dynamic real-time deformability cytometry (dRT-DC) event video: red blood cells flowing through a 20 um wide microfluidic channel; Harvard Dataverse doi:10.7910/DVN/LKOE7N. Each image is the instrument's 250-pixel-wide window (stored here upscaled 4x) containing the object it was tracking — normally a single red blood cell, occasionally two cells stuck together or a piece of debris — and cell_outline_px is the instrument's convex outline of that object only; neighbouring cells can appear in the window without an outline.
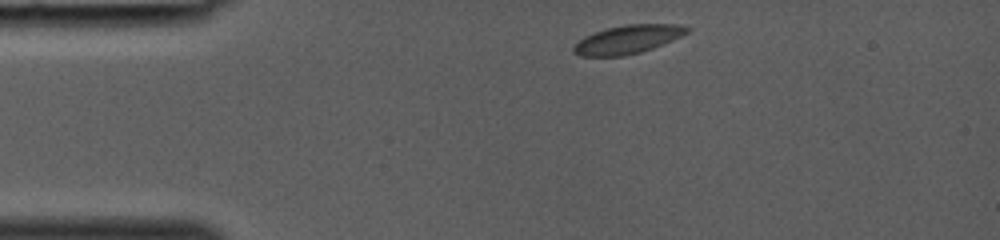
{"species": "common noctule bat (a hibernating species)", "species_latin": "Nyctalus noctula", "temperature_condition": "room temperature", "stored_images_in_passage": 29, "camera_frame_rate_fps": 3000, "um_per_image_px": 0.085, "animal": {"sex": "female", "body_mass_g": 19.0, "forearm_length_mm": 53.3}, "frame": {"image": 1, "passage_image": 1, "time_ms": 0.0, "image_size_px": [1000, 240], "cell_outline_px": [[692, 28], [688, 32], [672, 40], [652, 48], [640, 52], [624, 56], [580, 56], [572, 52], [572, 48], [584, 36], [608, 28], [624, 24], [676, 24]], "centroid_in_image_um": [53.35, 3.35], "position_along_channel_um": 31.7, "area_um2": 18.67}}
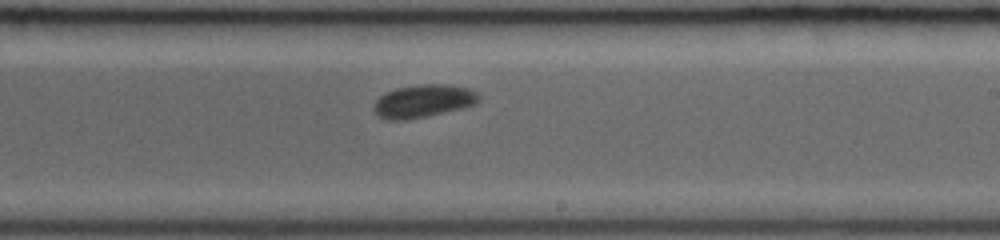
{"frame": {"image": 2, "passage_image": 17, "time_ms": 5.333, "image_size_px": [1000, 240], "cell_outline_px": [[480, 100], [476, 104], [464, 108], [428, 116], [404, 120], [388, 120], [380, 116], [372, 108], [376, 100], [380, 96], [396, 88], [420, 84], [448, 84], [468, 88], [476, 92], [480, 96]], "centroid_in_image_um": [36.02, 8.59], "position_along_channel_um": 253.0, "area_um2": 20.17}}
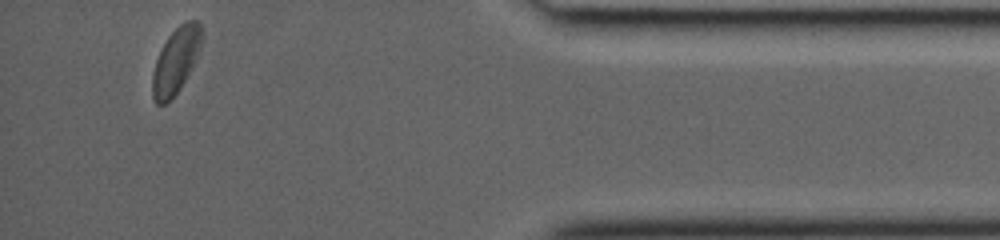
{"frame": {"image": 3, "passage_image": 29, "time_ms": 9.333, "image_size_px": [1000, 240], "cell_outline_px": [[204, 32], [200, 48], [180, 88], [164, 104], [156, 104], [152, 96], [152, 72], [160, 48], [168, 36], [180, 24], [188, 20], [200, 20]], "centroid_in_image_um": [14.94, 5.09], "position_along_channel_um": 420.3, "area_um2": 18.73}}